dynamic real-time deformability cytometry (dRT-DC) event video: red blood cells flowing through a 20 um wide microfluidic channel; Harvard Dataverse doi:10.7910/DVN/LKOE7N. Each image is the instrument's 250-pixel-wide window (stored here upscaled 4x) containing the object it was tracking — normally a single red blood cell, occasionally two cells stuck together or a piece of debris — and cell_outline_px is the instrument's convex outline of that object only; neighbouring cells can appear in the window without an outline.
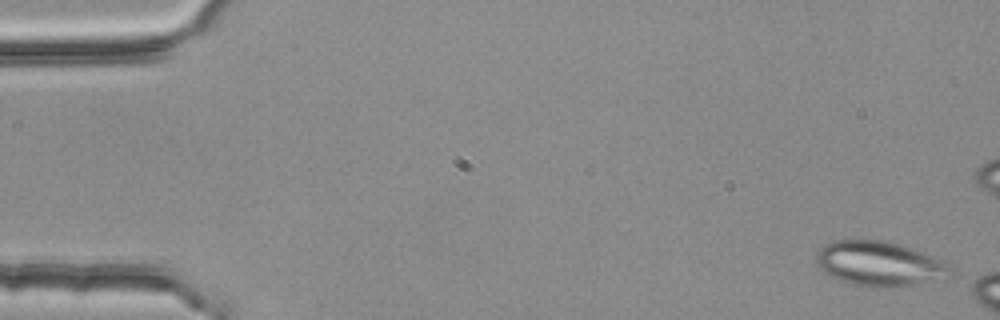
{"species": "common noctule bat (a hibernating species)", "species_latin": "Nyctalus noctula", "temperature_condition": "room temperature", "stored_images_in_passage": 11, "camera_frame_rate_fps": 3000, "um_per_image_px": 0.085, "animal": {"sex": "female", "body_mass_g": 25.1}, "frame": {"image": 1, "passage_image": 1, "time_ms": 0.0, "image_size_px": [1000, 320], "cell_outline_px": [[952, 272], [948, 280], [888, 288], [884, 288], [852, 284], [840, 280], [824, 272], [820, 268], [816, 260], [816, 252], [824, 244], [832, 240], [884, 240], [912, 248], [932, 256], [944, 264]], "centroid_in_image_um": [74.75, 22.43], "position_along_channel_um": 10.3, "area_um2": 35.03}}